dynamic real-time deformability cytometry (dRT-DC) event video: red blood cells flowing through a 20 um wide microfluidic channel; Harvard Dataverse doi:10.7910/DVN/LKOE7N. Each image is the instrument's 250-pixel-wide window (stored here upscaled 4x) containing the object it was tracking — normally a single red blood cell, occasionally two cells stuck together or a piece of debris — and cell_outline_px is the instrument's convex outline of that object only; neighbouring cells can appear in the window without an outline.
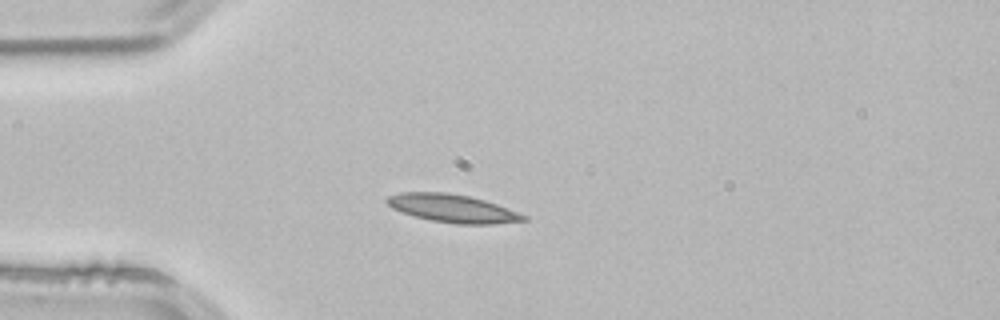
{"species": "common noctule bat (a hibernating species)", "species_latin": "Nyctalus noctula", "temperature_condition": "room temperature", "stored_images_in_passage": 1, "camera_frame_rate_fps": 3000, "um_per_image_px": 0.085, "animal": {"sex": "male", "body_mass_g": 21.5, "forearm_length_mm": 52.0}, "frame": {"image": 1, "passage_image": 1, "time_ms": 0.0, "image_size_px": [1000, 320], "cell_outline_px": [[528, 220], [496, 224], [456, 224], [432, 220], [416, 216], [392, 208], [384, 200], [388, 196], [400, 192], [444, 192], [468, 196], [484, 200], [496, 204], [528, 216]], "centroid_in_image_um": [38.48, 17.71], "position_along_channel_um": 46.5, "area_um2": 22.14}}